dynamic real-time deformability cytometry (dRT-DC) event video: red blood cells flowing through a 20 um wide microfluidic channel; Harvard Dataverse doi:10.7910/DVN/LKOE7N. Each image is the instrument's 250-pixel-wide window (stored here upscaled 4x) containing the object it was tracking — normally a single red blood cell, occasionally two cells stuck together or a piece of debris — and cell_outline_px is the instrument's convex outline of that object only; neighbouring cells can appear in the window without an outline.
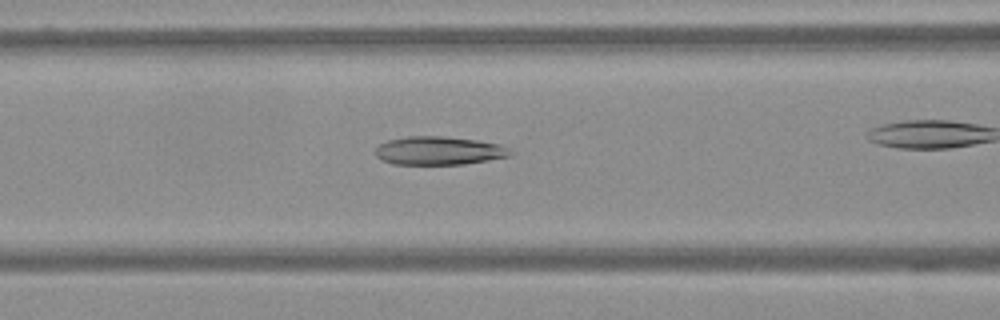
{"species": "Egyptian fruit bat (a non-hibernating species)", "species_latin": "Rousettus aegyptiacus", "temperature_condition": "warm", "stored_images_in_passage": 41, "camera_frame_rate_fps": 3000, "um_per_image_px": 0.085, "frame": {"image": 1, "passage_image": 17, "time_ms": 5.333, "image_size_px": [1000, 320], "cell_outline_px": [[516, 152], [508, 156], [488, 160], [464, 164], [392, 164], [376, 156], [376, 148], [380, 144], [388, 140], [408, 136], [444, 136], [476, 140], [500, 144]], "centroid_in_image_um": [37.33, 12.8], "position_along_channel_um": 129.3, "area_um2": 22.25}}
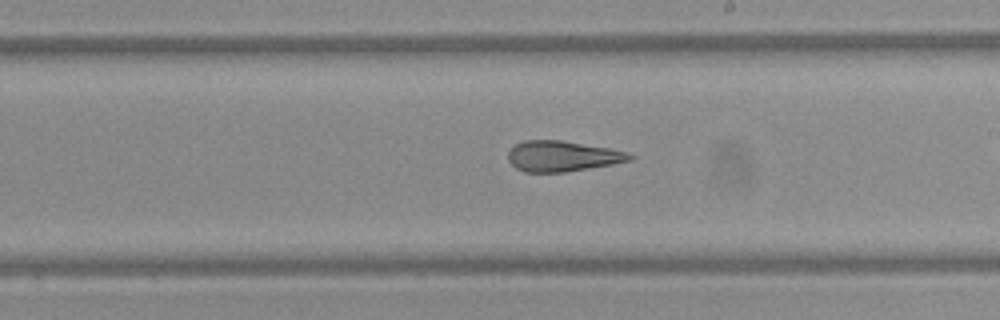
{"frame": {"image": 2, "passage_image": 27, "time_ms": 8.667, "image_size_px": [1000, 320], "cell_outline_px": [[636, 156], [632, 160], [612, 164], [564, 172], [524, 172], [516, 168], [508, 160], [508, 152], [516, 144], [524, 140], [560, 140], [608, 148], [628, 152]], "centroid_in_image_um": [47.8, 13.27], "position_along_channel_um": 241.2, "area_um2": 21.56}}
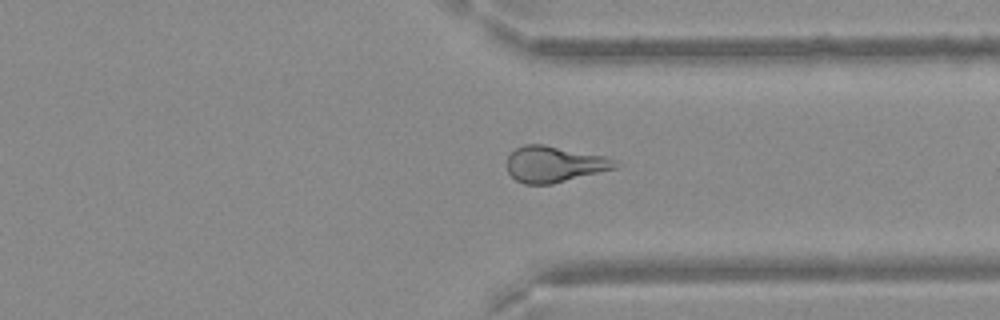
{"frame": {"image": 3, "passage_image": 38, "time_ms": 12.333, "image_size_px": [1000, 320], "cell_outline_px": [[624, 164], [616, 168], [552, 184], [524, 184], [516, 180], [508, 172], [508, 156], [516, 148], [524, 144], [544, 144], [604, 156]], "centroid_in_image_um": [47.13, 13.95], "position_along_channel_um": 364.3, "area_um2": 22.72}}